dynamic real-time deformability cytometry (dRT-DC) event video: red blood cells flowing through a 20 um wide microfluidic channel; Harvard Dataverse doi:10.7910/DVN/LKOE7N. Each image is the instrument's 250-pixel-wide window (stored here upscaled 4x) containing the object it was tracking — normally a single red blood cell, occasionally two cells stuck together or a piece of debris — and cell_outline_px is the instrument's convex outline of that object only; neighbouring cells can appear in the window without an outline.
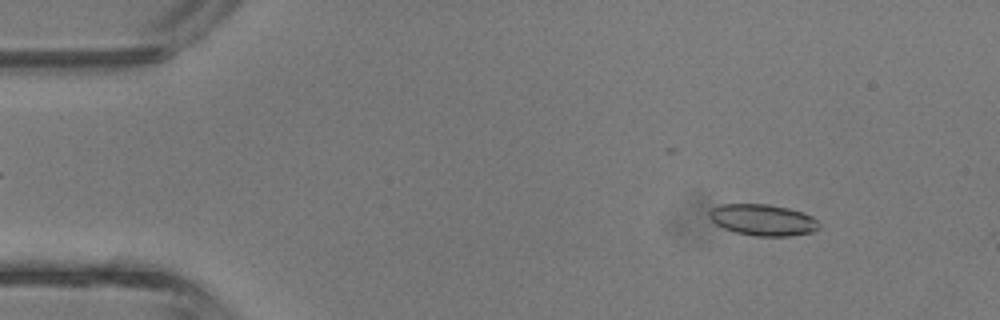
{"species": "common noctule bat (a hibernating species)", "species_latin": "Nyctalus noctula", "temperature_condition": "room temperature", "stored_images_in_passage": 3, "camera_frame_rate_fps": 3000, "um_per_image_px": 0.085, "animal": {"sex": "male", "body_mass_g": 13.3}, "frame": {"image": 1, "passage_image": 1, "time_ms": 0.0, "image_size_px": [1000, 320], "cell_outline_px": [[820, 228], [812, 232], [788, 236], [756, 236], [736, 232], [724, 228], [716, 224], [708, 216], [708, 212], [712, 208], [720, 204], [768, 204], [788, 208], [804, 212], [812, 216], [820, 224]], "centroid_in_image_um": [64.85, 18.69], "position_along_channel_um": 20.1, "area_um2": 20.11}}